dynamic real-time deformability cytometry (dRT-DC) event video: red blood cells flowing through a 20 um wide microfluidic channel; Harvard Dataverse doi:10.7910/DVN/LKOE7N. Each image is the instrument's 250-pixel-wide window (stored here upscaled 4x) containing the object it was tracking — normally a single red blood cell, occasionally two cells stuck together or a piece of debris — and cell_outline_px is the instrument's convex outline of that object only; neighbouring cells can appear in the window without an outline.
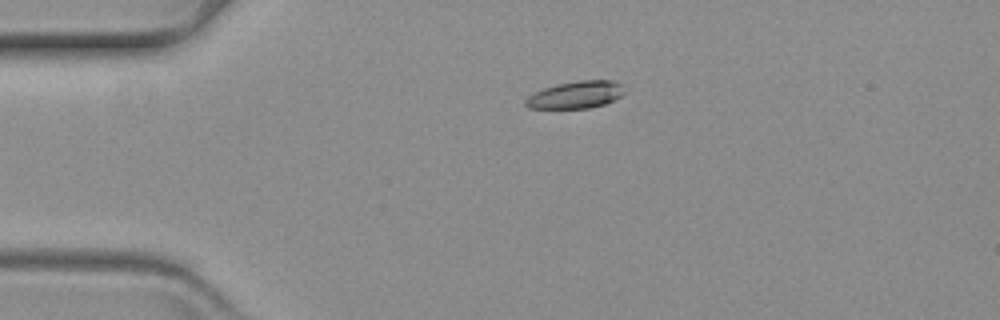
{"species": "common noctule bat (a hibernating species)", "species_latin": "Nyctalus noctula", "temperature_condition": "warm", "stored_images_in_passage": 49, "camera_frame_rate_fps": 3000, "um_per_image_px": 0.085, "animal": {"sex": "female", "body_mass_g": 19.3, "forearm_length_mm": 54.1}, "frame": {"image": 1, "passage_image": 2, "time_ms": 0.333, "image_size_px": [1000, 320], "cell_outline_px": [[624, 92], [620, 96], [604, 104], [588, 108], [528, 108], [524, 104], [524, 100], [528, 96], [544, 88], [556, 84], [580, 80], [612, 80], [624, 84]], "centroid_in_image_um": [48.94, 8.05], "position_along_channel_um": 36.1, "area_um2": 15.66}}
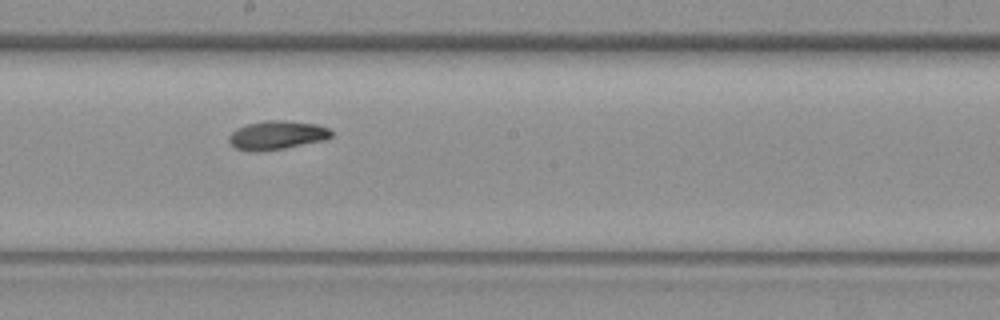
{"frame": {"image": 2, "passage_image": 22, "time_ms": 7.0, "image_size_px": [1000, 320], "cell_outline_px": [[332, 136], [324, 140], [280, 148], [236, 148], [228, 140], [228, 136], [236, 128], [248, 124], [264, 120], [284, 120], [316, 124], [328, 128], [332, 132]], "centroid_in_image_um": [23.58, 11.42], "position_along_channel_um": 224.6, "area_um2": 16.24}}
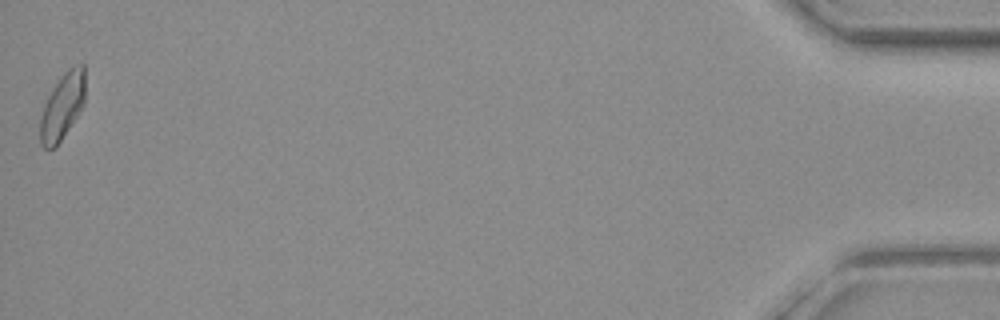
{"frame": {"image": 3, "passage_image": 49, "time_ms": 16.0, "image_size_px": [1000, 320], "cell_outline_px": [[84, 104], [80, 112], [56, 148], [44, 148], [40, 144], [40, 116], [44, 104], [48, 96], [60, 76], [68, 68], [80, 64], [84, 64]], "centroid_in_image_um": [5.29, 9.06], "position_along_channel_um": 429.9, "area_um2": 17.46}}